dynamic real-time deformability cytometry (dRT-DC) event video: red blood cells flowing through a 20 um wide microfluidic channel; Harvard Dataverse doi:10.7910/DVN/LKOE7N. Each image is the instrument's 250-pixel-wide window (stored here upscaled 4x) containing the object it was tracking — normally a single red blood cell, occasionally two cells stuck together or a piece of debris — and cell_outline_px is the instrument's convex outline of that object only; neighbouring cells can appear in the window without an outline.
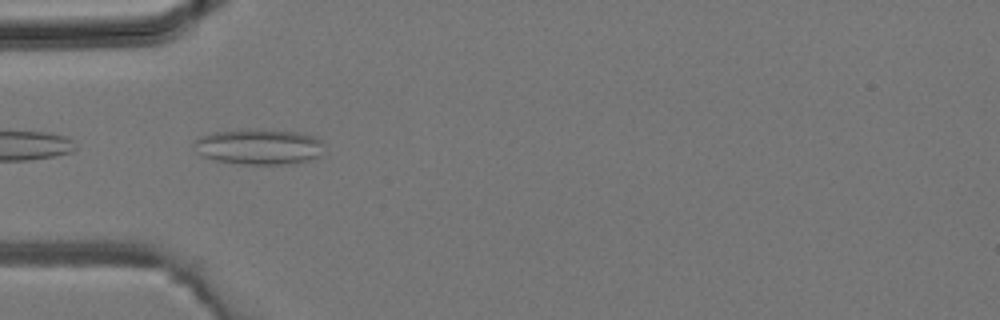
{"species": "common noctule bat (a hibernating species)", "species_latin": "Nyctalus noctula", "temperature_condition": "room temperature", "stored_images_in_passage": 4, "camera_frame_rate_fps": 3000, "um_per_image_px": 0.085, "animal": {"sex": "male", "body_mass_g": 19.2, "forearm_length_mm": 51.8}, "frame": {"image": 1, "passage_image": 4, "time_ms": 1.0, "image_size_px": [1000, 320], "cell_outline_px": [[320, 156], [296, 164], [240, 164], [216, 160], [204, 156], [196, 152], [192, 144], [200, 136], [216, 132], [236, 128], [260, 128], [296, 132], [312, 136], [320, 140]], "centroid_in_image_um": [21.95, 12.45], "position_along_channel_um": 63.1, "area_um2": 27.22}}